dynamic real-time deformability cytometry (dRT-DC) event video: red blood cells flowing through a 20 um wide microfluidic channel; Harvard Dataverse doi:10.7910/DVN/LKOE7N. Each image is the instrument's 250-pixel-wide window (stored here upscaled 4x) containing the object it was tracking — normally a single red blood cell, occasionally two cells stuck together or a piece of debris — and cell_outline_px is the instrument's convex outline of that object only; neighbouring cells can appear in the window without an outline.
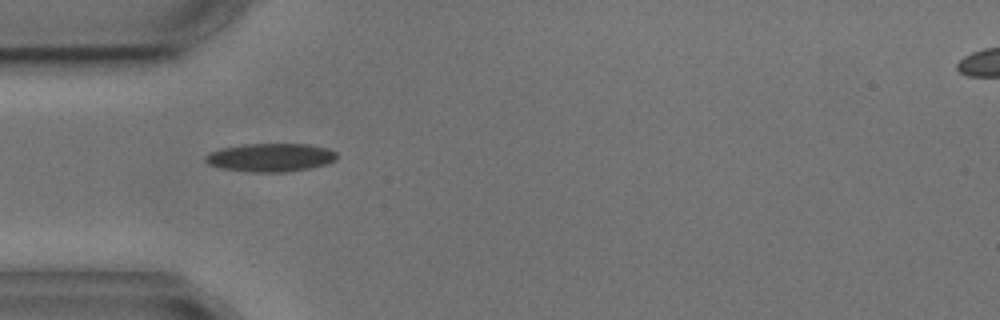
{"species": "common noctule bat (a hibernating species)", "species_latin": "Nyctalus noctula", "temperature_condition": "cold", "stored_images_in_passage": 4, "camera_frame_rate_fps": 3000, "um_per_image_px": 0.085, "animal": {"sex": "male", "body_mass_g": 17.9, "forearm_length_mm": 54.2}, "frame": {"image": 1, "passage_image": 3, "time_ms": 2.333, "image_size_px": [1000, 320], "cell_outline_px": [[336, 160], [328, 164], [308, 168], [284, 172], [252, 172], [224, 168], [208, 164], [204, 160], [204, 156], [220, 148], [240, 144], [308, 144], [328, 148], [336, 152]], "centroid_in_image_um": [23.0, 13.37], "position_along_channel_um": 62.0, "area_um2": 21.68}}